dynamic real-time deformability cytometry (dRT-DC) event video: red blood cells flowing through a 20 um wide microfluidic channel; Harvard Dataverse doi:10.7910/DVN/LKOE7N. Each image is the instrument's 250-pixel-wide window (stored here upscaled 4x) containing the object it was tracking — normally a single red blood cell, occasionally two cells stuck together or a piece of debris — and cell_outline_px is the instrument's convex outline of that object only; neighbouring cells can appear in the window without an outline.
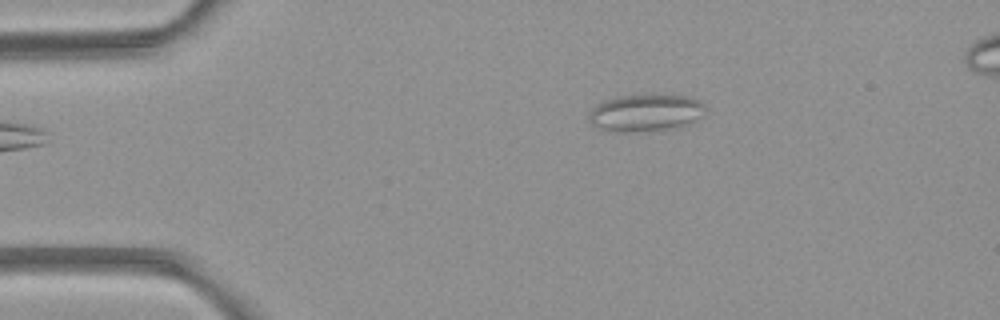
{"species": "common noctule bat (a hibernating species)", "species_latin": "Nyctalus noctula", "temperature_condition": "room temperature", "stored_images_in_passage": 2, "camera_frame_rate_fps": 3000, "um_per_image_px": 0.085, "animal": {"sex": "female", "body_mass_g": 21.9}, "frame": {"image": 1, "passage_image": 2, "time_ms": 1.333, "image_size_px": [1000, 320], "cell_outline_px": [[704, 112], [700, 116], [684, 124], [668, 128], [628, 132], [616, 132], [600, 128], [592, 124], [588, 120], [588, 112], [596, 104], [604, 100], [616, 96], [692, 96], [704, 104]], "centroid_in_image_um": [54.79, 9.58], "position_along_channel_um": 30.2, "area_um2": 24.57}}